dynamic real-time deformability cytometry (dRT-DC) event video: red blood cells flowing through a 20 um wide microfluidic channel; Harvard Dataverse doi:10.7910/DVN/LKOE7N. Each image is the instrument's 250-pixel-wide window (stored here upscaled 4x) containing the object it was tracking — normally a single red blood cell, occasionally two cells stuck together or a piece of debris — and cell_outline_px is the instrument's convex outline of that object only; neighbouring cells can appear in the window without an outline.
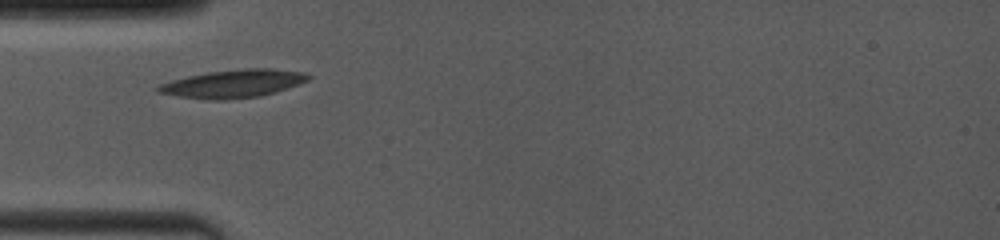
{"species": "common noctule bat (a hibernating species)", "species_latin": "Nyctalus noctula", "temperature_condition": "room temperature", "stored_images_in_passage": 27, "camera_frame_rate_fps": 4000, "um_per_image_px": 0.085, "animal": {"sex": "female", "body_mass_g": 19.0, "forearm_length_mm": 53.3}, "frame": {"image": 1, "passage_image": 1, "time_ms": 0.0, "image_size_px": [1000, 240], "cell_outline_px": [[312, 76], [308, 80], [276, 92], [260, 96], [224, 100], [212, 100], [180, 96], [156, 92], [152, 88], [160, 84], [172, 80], [188, 76], [208, 72], [244, 68], [268, 68], [304, 72]], "centroid_in_image_um": [19.8, 7.11], "position_along_channel_um": 65.2, "area_um2": 24.45}}
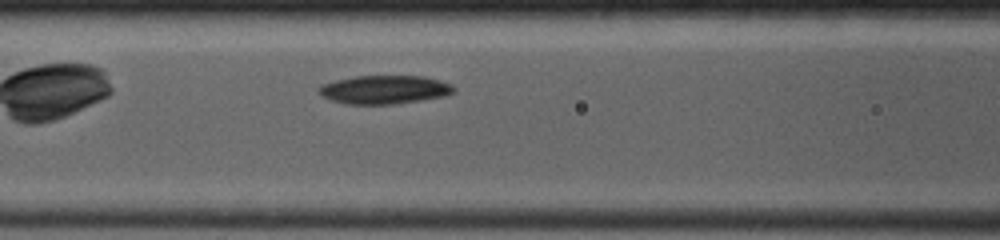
{"frame": {"image": 2, "passage_image": 10, "time_ms": 1.75, "image_size_px": [1000, 240], "cell_outline_px": [[456, 92], [444, 96], [420, 100], [392, 104], [344, 104], [332, 100], [324, 96], [320, 92], [320, 84], [336, 80], [356, 76], [424, 76], [440, 80], [452, 84], [456, 88]], "centroid_in_image_um": [32.73, 7.61], "position_along_channel_um": 133.9, "area_um2": 22.37}}
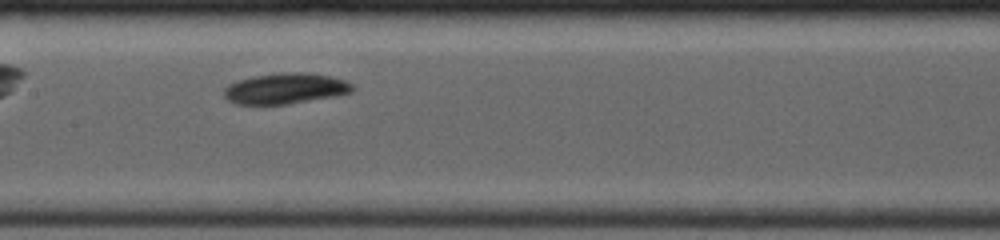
{"frame": {"image": 3, "passage_image": 16, "time_ms": 3.0, "image_size_px": [1000, 240], "cell_outline_px": [[356, 88], [352, 92], [336, 96], [288, 104], [236, 104], [228, 100], [224, 96], [224, 88], [228, 84], [236, 80], [252, 76], [280, 72], [304, 72], [332, 76], [344, 80], [352, 84]], "centroid_in_image_um": [24.26, 7.51], "position_along_channel_um": 183.1, "area_um2": 23.29}}